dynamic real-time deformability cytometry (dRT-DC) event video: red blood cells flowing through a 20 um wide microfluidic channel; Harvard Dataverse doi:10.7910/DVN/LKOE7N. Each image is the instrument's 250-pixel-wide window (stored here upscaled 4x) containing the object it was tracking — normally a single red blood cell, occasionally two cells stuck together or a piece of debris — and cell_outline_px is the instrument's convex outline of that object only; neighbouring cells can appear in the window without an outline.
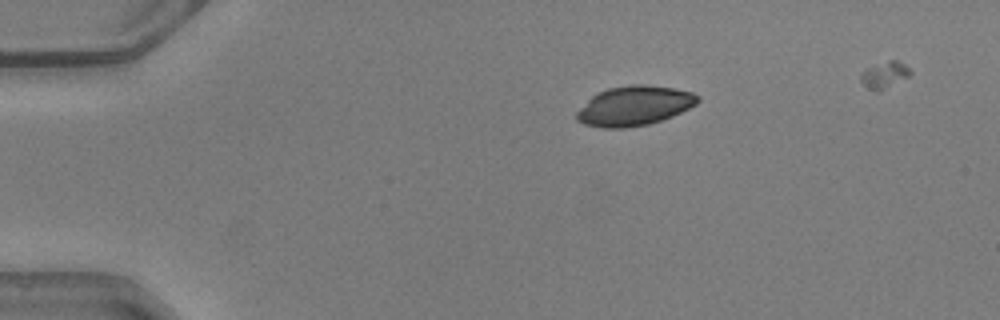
{"species": "common noctule bat (a hibernating species)", "species_latin": "Nyctalus noctula", "temperature_condition": "warm", "stored_images_in_passage": 38, "camera_frame_rate_fps": 3000, "um_per_image_px": 0.085, "animal": {"sex": "male", "body_mass_g": 20.5, "forearm_length_mm": 52.5}, "frame": {"image": 1, "passage_image": 1, "time_ms": 0.0, "image_size_px": [1000, 320], "cell_outline_px": [[700, 100], [696, 104], [672, 116], [648, 124], [624, 128], [604, 128], [584, 124], [576, 120], [576, 112], [592, 96], [608, 88], [628, 84], [644, 84], [676, 88], [692, 92], [700, 96]], "centroid_in_image_um": [53.92, 8.98], "position_along_channel_um": 31.1, "area_um2": 27.92}}
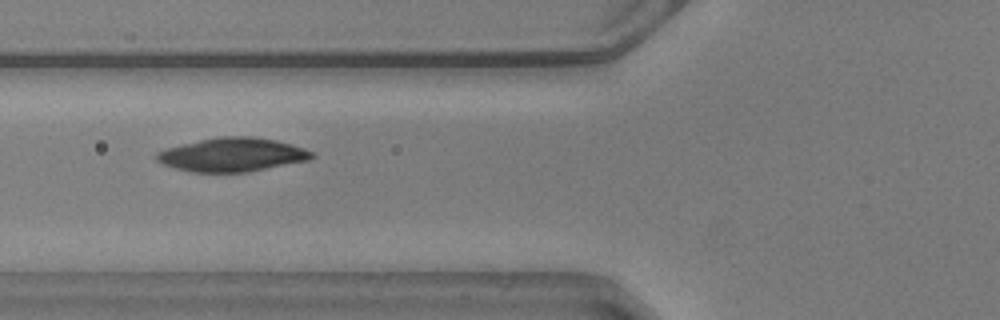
{"frame": {"image": 2, "passage_image": 11, "time_ms": 3.333, "image_size_px": [1000, 320], "cell_outline_px": [[316, 156], [308, 160], [248, 172], [192, 172], [176, 168], [164, 164], [156, 160], [156, 152], [168, 148], [200, 140], [220, 136], [252, 136], [276, 140], [292, 144], [304, 148], [312, 152]], "centroid_in_image_um": [19.77, 13.15], "position_along_channel_um": 106.0, "area_um2": 30.29}}
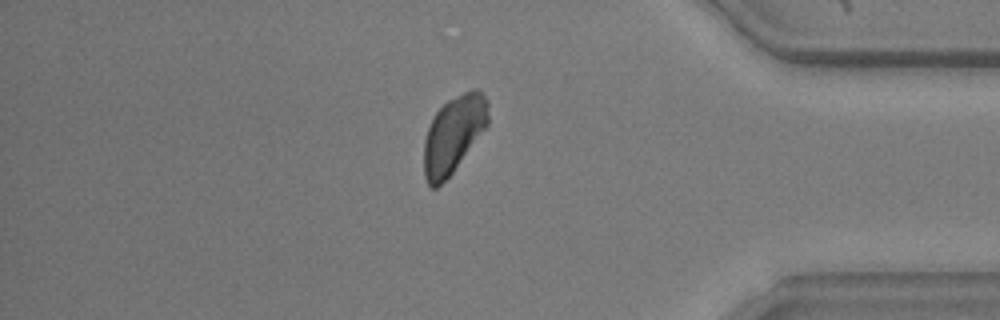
{"frame": {"image": 3, "passage_image": 34, "time_ms": 11.0, "image_size_px": [1000, 320], "cell_outline_px": [[488, 124], [452, 172], [436, 188], [432, 188], [428, 184], [424, 176], [424, 140], [428, 128], [436, 112], [448, 100], [472, 88], [480, 88], [488, 100]], "centroid_in_image_um": [38.56, 11.38], "position_along_channel_um": 396.6, "area_um2": 28.5}}